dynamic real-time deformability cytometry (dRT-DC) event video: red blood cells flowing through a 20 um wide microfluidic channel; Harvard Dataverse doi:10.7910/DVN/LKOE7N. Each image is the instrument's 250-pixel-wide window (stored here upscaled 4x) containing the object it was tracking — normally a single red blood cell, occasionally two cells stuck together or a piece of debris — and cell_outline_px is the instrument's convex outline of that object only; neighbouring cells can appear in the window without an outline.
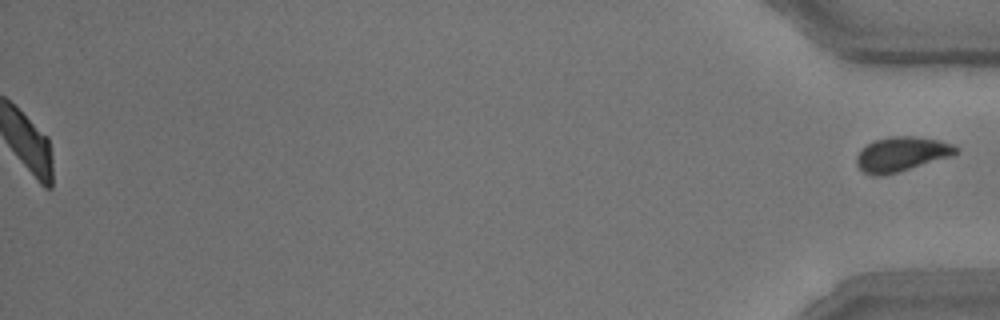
{"species": "common noctule bat (a hibernating species)", "species_latin": "Nyctalus noctula", "temperature_condition": "room temperature", "stored_images_in_passage": 52, "segment_of_instrument_passage": [2, 2], "camera_frame_rate_fps": 3000, "um_per_image_px": 0.085, "animal": {"sex": "male", "body_mass_g": 15.6}, "frame": {"image": 1, "passage_image": 52, "time_ms": 17.0, "image_size_px": [1000, 320], "cell_outline_px": [[960, 152], [952, 156], [900, 172], [880, 176], [876, 176], [864, 172], [856, 164], [856, 156], [872, 140], [888, 136], [916, 136], [940, 140], [952, 144], [960, 148]], "centroid_in_image_um": [76.68, 13.09], "position_along_channel_um": 358.5, "area_um2": 20.29}}